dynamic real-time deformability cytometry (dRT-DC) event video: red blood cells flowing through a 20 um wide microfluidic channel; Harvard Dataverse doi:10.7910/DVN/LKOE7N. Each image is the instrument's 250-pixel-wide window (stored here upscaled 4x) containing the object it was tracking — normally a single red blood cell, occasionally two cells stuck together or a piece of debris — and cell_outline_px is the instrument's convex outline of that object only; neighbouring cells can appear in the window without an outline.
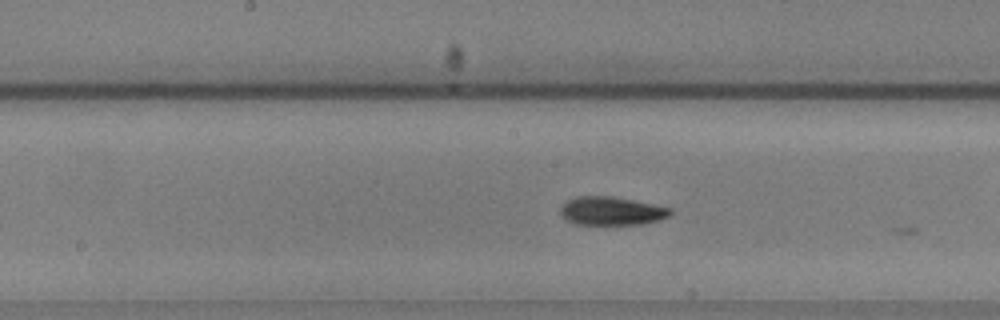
{"species": "common noctule bat (a hibernating species)", "species_latin": "Nyctalus noctula", "temperature_condition": "warm", "stored_images_in_passage": 20, "camera_frame_rate_fps": 3000, "um_per_image_px": 0.085, "animal": {"sex": "male", "body_mass_g": 20.5, "forearm_length_mm": 52.5}, "frame": {"image": 1, "passage_image": 13, "time_ms": 4.0, "image_size_px": [1000, 320], "cell_outline_px": [[672, 212], [668, 216], [660, 220], [644, 224], [576, 224], [560, 216], [560, 208], [568, 200], [576, 196], [612, 196], [672, 208]], "centroid_in_image_um": [51.98, 17.93], "position_along_channel_um": 196.2, "area_um2": 18.15}}
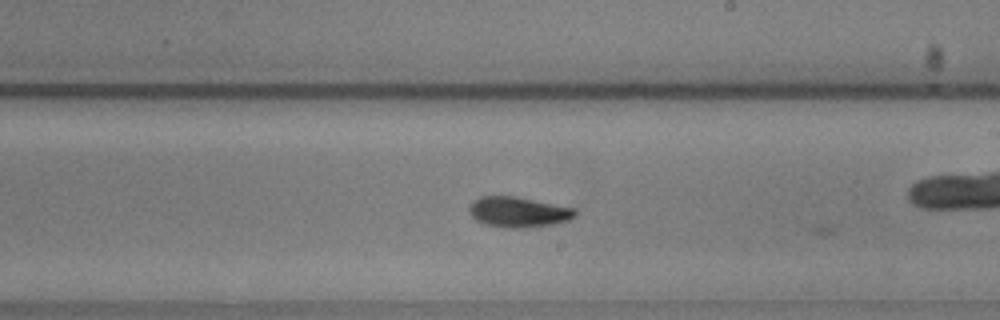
{"frame": {"image": 2, "passage_image": 17, "time_ms": 5.333, "image_size_px": [1000, 320], "cell_outline_px": [[576, 216], [568, 220], [556, 224], [524, 228], [504, 228], [484, 224], [476, 220], [468, 212], [468, 208], [472, 200], [480, 196], [516, 196], [576, 208]], "centroid_in_image_um": [44.05, 18.02], "position_along_channel_um": 245.0, "area_um2": 19.13}}